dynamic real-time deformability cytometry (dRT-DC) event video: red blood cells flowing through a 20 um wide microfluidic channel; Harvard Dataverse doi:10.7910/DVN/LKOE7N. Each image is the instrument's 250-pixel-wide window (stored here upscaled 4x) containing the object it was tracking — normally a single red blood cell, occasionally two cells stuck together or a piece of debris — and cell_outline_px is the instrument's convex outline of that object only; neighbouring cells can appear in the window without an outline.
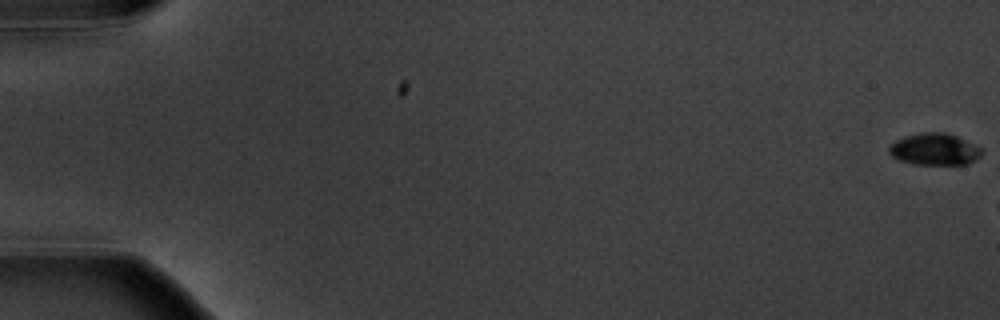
{"species": "common noctule bat (a hibernating species)", "species_latin": "Nyctalus noctula", "temperature_condition": "warm", "stored_images_in_passage": 3, "camera_frame_rate_fps": 3000, "um_per_image_px": 0.085, "animal": {"sex": "male", "body_mass_g": 20.1, "forearm_length_mm": 53.5}, "frame": {"image": 1, "passage_image": 1, "time_ms": 0.0, "image_size_px": [1000, 320], "cell_outline_px": [[984, 152], [980, 156], [968, 164], [912, 164], [900, 160], [892, 156], [888, 152], [888, 144], [904, 136], [920, 132], [944, 132], [956, 136], [976, 144]], "centroid_in_image_um": [79.41, 12.68], "position_along_channel_um": 5.6, "area_um2": 17.34}}